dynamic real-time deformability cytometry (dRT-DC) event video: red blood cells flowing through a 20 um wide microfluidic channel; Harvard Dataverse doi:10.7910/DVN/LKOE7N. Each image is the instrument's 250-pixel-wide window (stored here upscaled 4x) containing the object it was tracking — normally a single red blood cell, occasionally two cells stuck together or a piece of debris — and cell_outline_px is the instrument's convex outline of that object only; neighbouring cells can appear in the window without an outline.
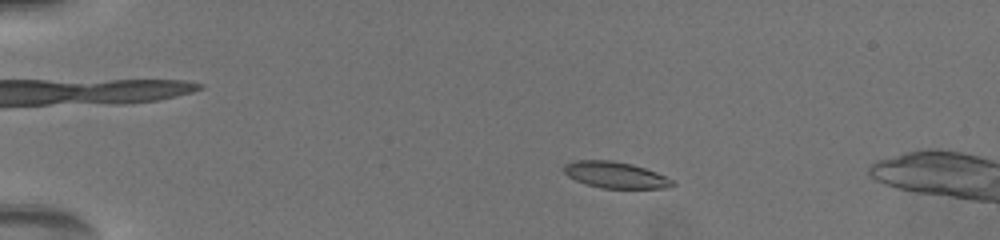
{"species": "common noctule bat (a hibernating species)", "species_latin": "Nyctalus noctula", "temperature_condition": "warm", "stored_images_in_passage": 31, "segment_of_instrument_passage": [1, 2], "camera_frame_rate_fps": 3000, "um_per_image_px": 0.085, "animal": {"sex": "female", "body_mass_g": 19.5, "forearm_length_mm": 54.1}, "frame": {"image": 1, "passage_image": 7, "time_ms": 3.333, "image_size_px": [1000, 240], "cell_outline_px": [[676, 184], [672, 188], [600, 188], [576, 180], [568, 176], [564, 172], [564, 164], [572, 160], [612, 160], [632, 164], [656, 172], [672, 180]], "centroid_in_image_um": [52.31, 14.86], "position_along_channel_um": 32.7, "area_um2": 16.65}}
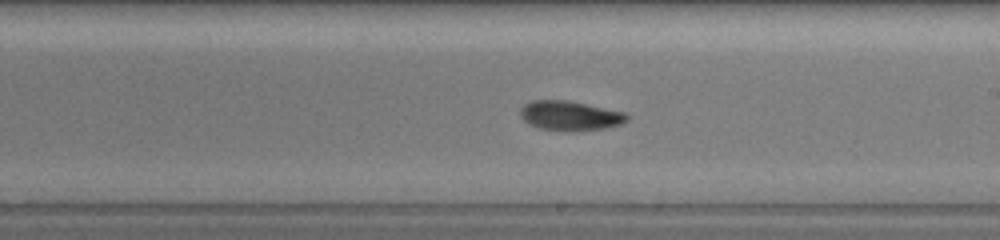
{"frame": {"image": 2, "passage_image": 20, "time_ms": 11.0, "image_size_px": [1000, 240], "cell_outline_px": [[628, 120], [624, 124], [604, 128], [576, 132], [568, 132], [540, 128], [528, 124], [520, 116], [520, 108], [524, 104], [532, 100], [564, 100], [624, 112], [628, 116]], "centroid_in_image_um": [48.43, 9.86], "position_along_channel_um": 240.6, "area_um2": 18.5}}
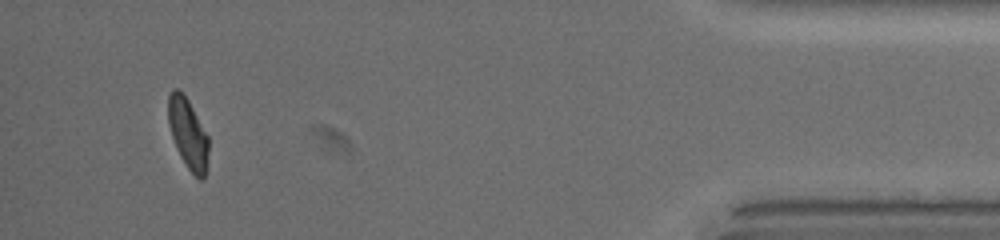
{"frame": {"image": 3, "passage_image": 28, "time_ms": 17.333, "image_size_px": [1000, 240], "cell_outline_px": [[208, 168], [204, 180], [200, 180], [188, 168], [180, 156], [176, 148], [168, 124], [168, 96], [172, 88], [176, 88], [184, 92], [208, 136]], "centroid_in_image_um": [15.98, 11.35], "position_along_channel_um": 419.2, "area_um2": 16.76}}